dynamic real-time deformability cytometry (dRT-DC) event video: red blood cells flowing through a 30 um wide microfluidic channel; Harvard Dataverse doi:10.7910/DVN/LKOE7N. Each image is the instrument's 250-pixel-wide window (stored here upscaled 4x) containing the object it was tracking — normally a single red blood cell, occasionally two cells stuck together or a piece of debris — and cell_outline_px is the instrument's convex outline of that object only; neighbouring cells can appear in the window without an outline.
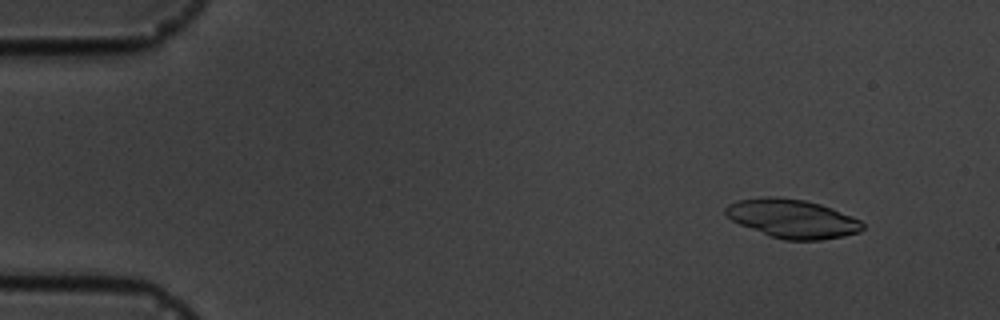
{"species": "common noctule bat (a hibernating species)", "species_latin": "Nyctalus noctula", "temperature_condition": "cold", "stored_images_in_passage": 7, "camera_frame_rate_fps": 3000, "um_per_image_px": 0.085, "animal": {"sex": "male", "body_mass_g": 19.5, "forearm_length_mm": 54.6}, "frame": {"image": 1, "passage_image": 2, "time_ms": 1.333, "image_size_px": [1000, 320], "cell_outline_px": [[864, 228], [860, 232], [844, 236], [820, 240], [784, 240], [772, 236], [740, 224], [724, 216], [724, 208], [728, 204], [736, 200], [768, 196], [776, 196], [804, 200], [820, 204], [832, 208], [852, 216], [860, 220], [864, 224]], "centroid_in_image_um": [67.34, 18.57], "position_along_channel_um": 17.7, "area_um2": 30.98}}